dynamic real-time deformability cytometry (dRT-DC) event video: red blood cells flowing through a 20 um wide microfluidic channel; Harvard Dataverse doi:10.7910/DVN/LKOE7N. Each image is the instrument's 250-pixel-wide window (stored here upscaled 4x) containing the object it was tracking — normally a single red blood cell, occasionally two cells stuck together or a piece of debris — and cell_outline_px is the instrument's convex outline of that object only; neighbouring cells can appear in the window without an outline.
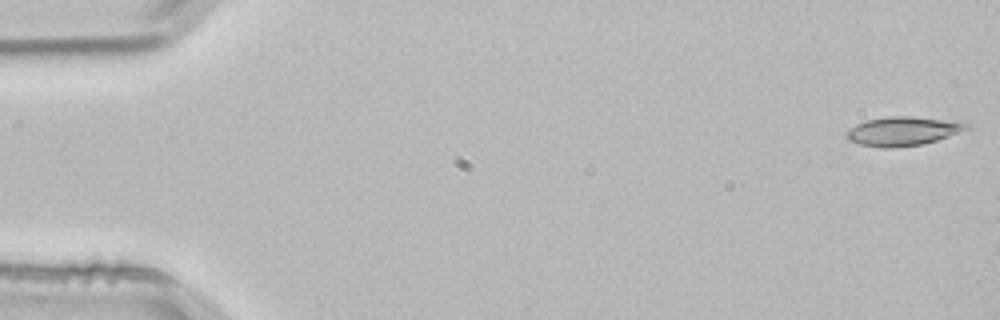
{"species": "common noctule bat (a hibernating species)", "species_latin": "Nyctalus noctula", "temperature_condition": "room temperature", "stored_images_in_passage": 11, "camera_frame_rate_fps": 3000, "um_per_image_px": 0.085, "animal": {"sex": "male", "body_mass_g": 21.5, "forearm_length_mm": 52.0}, "frame": {"image": 1, "passage_image": 1, "time_ms": 0.0, "image_size_px": [1000, 320], "cell_outline_px": [[972, 128], [936, 140], [920, 144], [892, 148], [884, 148], [860, 144], [848, 140], [844, 136], [856, 124], [868, 120], [892, 116], [908, 116], [964, 120]], "centroid_in_image_um": [76.83, 11.13], "position_along_channel_um": 8.2, "area_um2": 20.35}}